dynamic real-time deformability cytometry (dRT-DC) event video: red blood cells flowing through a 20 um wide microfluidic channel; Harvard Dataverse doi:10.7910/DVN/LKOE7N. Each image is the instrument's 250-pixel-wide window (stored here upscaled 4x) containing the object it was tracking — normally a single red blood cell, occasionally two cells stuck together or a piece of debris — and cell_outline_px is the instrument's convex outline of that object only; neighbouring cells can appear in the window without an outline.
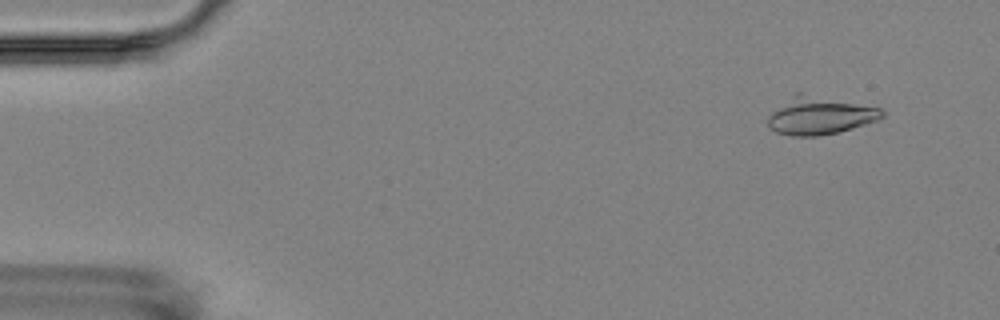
{"species": "Egyptian fruit bat (a non-hibernating species)", "species_latin": "Rousettus aegyptiacus", "temperature_condition": "room temperature", "stored_images_in_passage": 4, "camera_frame_rate_fps": 3000, "um_per_image_px": 0.085, "animal": {"sex": "female"}, "frame": {"image": 1, "passage_image": 1, "time_ms": 0.0, "image_size_px": [1000, 320], "cell_outline_px": [[884, 116], [880, 120], [852, 128], [836, 132], [816, 136], [792, 136], [776, 132], [768, 124], [768, 116], [772, 112], [796, 92], [800, 92], [880, 108], [884, 112]], "centroid_in_image_um": [69.7, 9.83], "position_along_channel_um": 15.3, "area_um2": 24.74}}
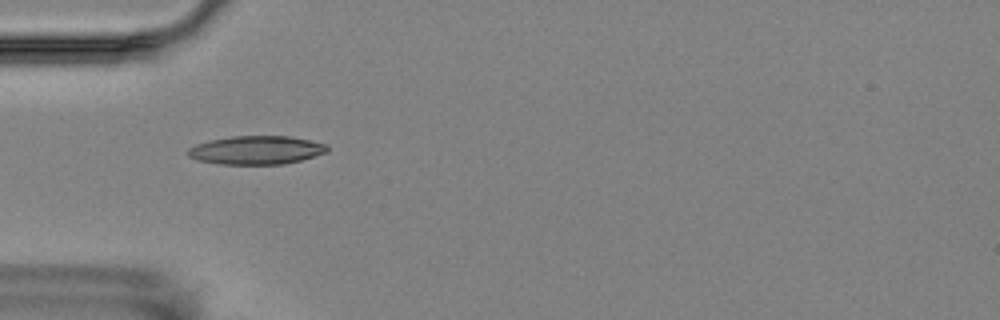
{"frame": {"image": 2, "passage_image": 4, "time_ms": 4.333, "image_size_px": [1000, 320], "cell_outline_px": [[328, 152], [300, 160], [284, 164], [220, 164], [196, 160], [188, 156], [188, 148], [196, 144], [208, 140], [232, 136], [292, 136], [328, 144]], "centroid_in_image_um": [21.79, 12.75], "position_along_channel_um": 63.2, "area_um2": 23.29}}